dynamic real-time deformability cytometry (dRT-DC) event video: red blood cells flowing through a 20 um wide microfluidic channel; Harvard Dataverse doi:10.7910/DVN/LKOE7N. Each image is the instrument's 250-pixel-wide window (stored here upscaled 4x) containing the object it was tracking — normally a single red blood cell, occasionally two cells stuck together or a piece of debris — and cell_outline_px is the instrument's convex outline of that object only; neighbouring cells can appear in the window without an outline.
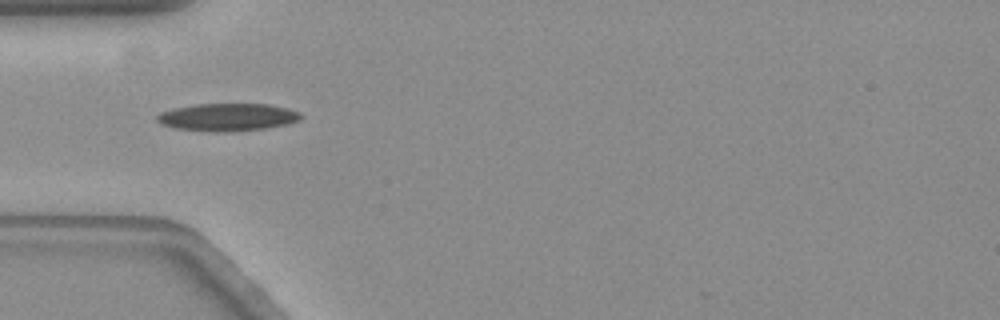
{"species": "common noctule bat (a hibernating species)", "species_latin": "Nyctalus noctula", "temperature_condition": "warm", "stored_images_in_passage": 10, "camera_frame_rate_fps": 3000, "um_per_image_px": 0.085, "animal": {"sex": "female", "body_mass_g": 19.3, "forearm_length_mm": 54.1}, "frame": {"image": 1, "passage_image": 4, "time_ms": 1.0, "image_size_px": [1000, 320], "cell_outline_px": [[304, 116], [300, 120], [288, 124], [264, 128], [232, 132], [208, 132], [176, 128], [160, 124], [156, 120], [156, 116], [160, 112], [176, 108], [196, 104], [268, 104], [300, 112]], "centroid_in_image_um": [19.34, 9.97], "position_along_channel_um": 65.7, "area_um2": 23.24}}